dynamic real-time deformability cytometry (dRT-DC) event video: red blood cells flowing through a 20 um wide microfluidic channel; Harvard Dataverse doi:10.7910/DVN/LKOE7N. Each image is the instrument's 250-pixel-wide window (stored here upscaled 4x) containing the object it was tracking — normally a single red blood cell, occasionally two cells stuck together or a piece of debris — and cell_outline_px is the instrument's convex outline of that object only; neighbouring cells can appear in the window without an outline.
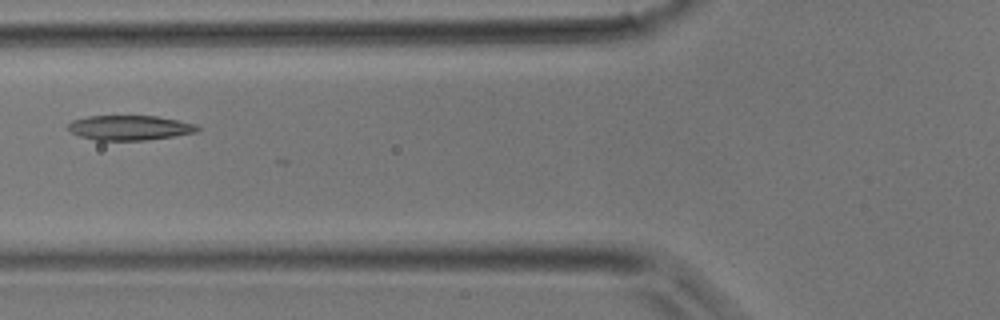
{"species": "common noctule bat (a hibernating species)", "species_latin": "Nyctalus noctula", "temperature_condition": "room temperature", "stored_images_in_passage": 21, "camera_frame_rate_fps": 3000, "um_per_image_px": 0.085, "animal": {"sex": "male", "body_mass_g": 17.9}, "frame": {"image": 1, "passage_image": 14, "time_ms": 4.333, "image_size_px": [1000, 320], "cell_outline_px": [[200, 128], [196, 132], [172, 136], [144, 140], [96, 140], [80, 136], [72, 132], [68, 128], [68, 124], [72, 120], [88, 116], [156, 116], [196, 124]], "centroid_in_image_um": [11.0, 10.85], "position_along_channel_um": 114.8, "area_um2": 18.44}}
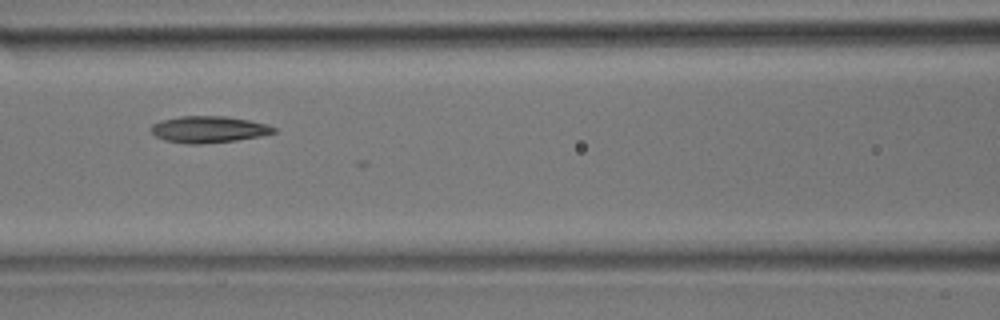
{"frame": {"image": 2, "passage_image": 16, "time_ms": 5.0, "image_size_px": [1000, 320], "cell_outline_px": [[276, 132], [264, 136], [236, 140], [200, 144], [188, 144], [164, 140], [156, 136], [152, 132], [152, 124], [160, 120], [180, 116], [224, 116], [248, 120], [264, 124], [276, 128]], "centroid_in_image_um": [17.73, 11.0], "position_along_channel_um": 148.9, "area_um2": 18.96}}